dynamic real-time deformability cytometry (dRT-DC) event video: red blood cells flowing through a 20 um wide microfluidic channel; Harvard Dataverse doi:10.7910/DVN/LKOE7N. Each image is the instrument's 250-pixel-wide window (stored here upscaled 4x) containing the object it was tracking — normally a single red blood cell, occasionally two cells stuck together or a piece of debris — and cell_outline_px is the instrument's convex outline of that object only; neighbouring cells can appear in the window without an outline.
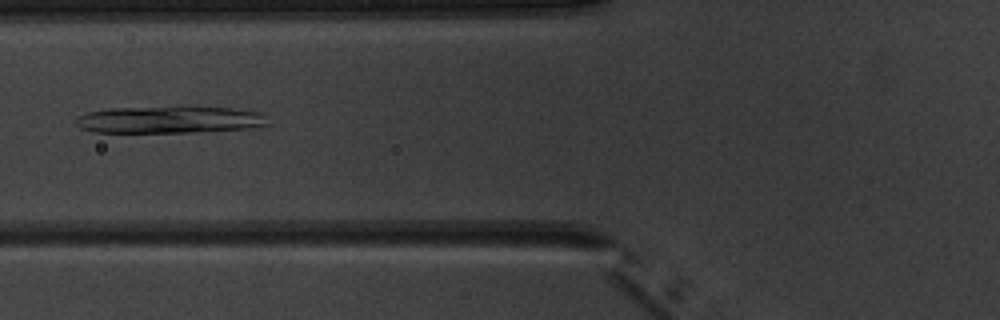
{"species": "common noctule bat (a hibernating species)", "species_latin": "Nyctalus noctula", "temperature_condition": "warm", "stored_images_in_passage": 6, "camera_frame_rate_fps": 3000, "um_per_image_px": 0.085, "animal": {"sex": "male", "body_mass_g": 20.1, "forearm_length_mm": 53.5}, "frame": {"image": 1, "passage_image": 6, "time_ms": 5.667, "image_size_px": [1000, 320], "cell_outline_px": [[268, 124], [248, 128], [196, 132], [92, 132], [80, 128], [72, 120], [76, 116], [88, 112], [108, 108], [184, 104], [188, 104], [232, 108], [260, 112]], "centroid_in_image_um": [14.33, 10.12], "position_along_channel_um": 111.5, "area_um2": 31.5}}